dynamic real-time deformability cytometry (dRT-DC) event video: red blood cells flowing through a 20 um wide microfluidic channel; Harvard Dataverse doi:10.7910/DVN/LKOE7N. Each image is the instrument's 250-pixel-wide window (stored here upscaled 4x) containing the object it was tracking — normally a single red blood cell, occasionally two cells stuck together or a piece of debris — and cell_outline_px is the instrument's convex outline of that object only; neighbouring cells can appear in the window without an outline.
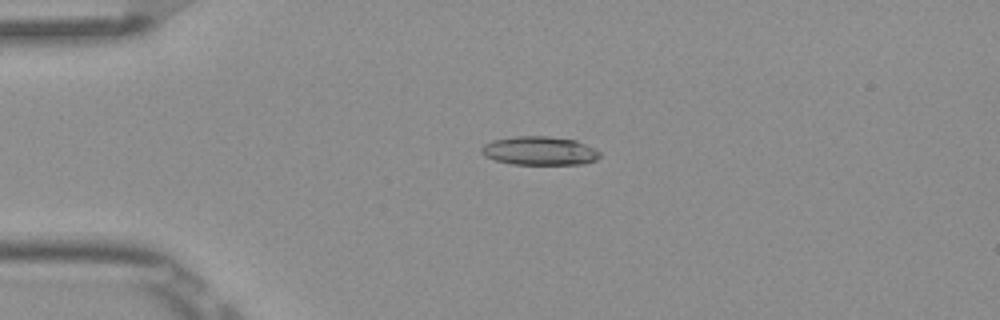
{"species": "Egyptian fruit bat (a non-hibernating species)", "species_latin": "Rousettus aegyptiacus", "temperature_condition": "room temperature", "stored_images_in_passage": 5, "camera_frame_rate_fps": 3000, "um_per_image_px": 0.085, "frame": {"image": 1, "passage_image": 4, "time_ms": 1.0, "image_size_px": [1000, 320], "cell_outline_px": [[600, 156], [596, 160], [584, 164], [512, 164], [496, 160], [484, 156], [480, 152], [480, 148], [484, 144], [492, 140], [516, 136], [548, 136], [576, 140], [596, 148], [600, 152]], "centroid_in_image_um": [45.87, 12.81], "position_along_channel_um": 39.1, "area_um2": 19.94}}